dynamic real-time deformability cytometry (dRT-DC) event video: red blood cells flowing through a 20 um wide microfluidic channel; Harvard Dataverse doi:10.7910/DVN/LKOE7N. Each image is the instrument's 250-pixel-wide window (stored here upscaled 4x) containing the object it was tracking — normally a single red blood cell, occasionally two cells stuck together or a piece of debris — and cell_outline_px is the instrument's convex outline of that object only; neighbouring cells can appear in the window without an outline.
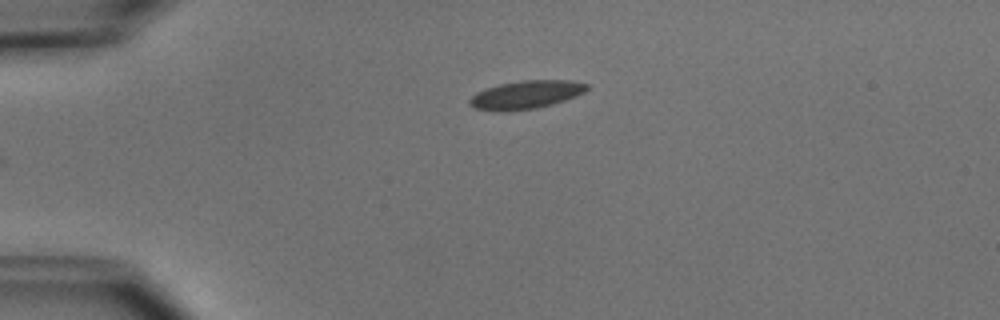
{"species": "common noctule bat (a hibernating species)", "species_latin": "Nyctalus noctula", "temperature_condition": "cold", "stored_images_in_passage": 4, "camera_frame_rate_fps": 3000, "um_per_image_px": 0.085, "animal": {"sex": "male", "body_mass_g": 15.6}, "frame": {"image": 1, "passage_image": 4, "time_ms": 3.667, "image_size_px": [1000, 320], "cell_outline_px": [[588, 88], [584, 92], [576, 96], [552, 104], [536, 108], [508, 112], [496, 112], [472, 108], [468, 104], [468, 100], [476, 92], [500, 84], [520, 80], [572, 80], [588, 84]], "centroid_in_image_um": [44.67, 8.06], "position_along_channel_um": 40.3, "area_um2": 19.54}}